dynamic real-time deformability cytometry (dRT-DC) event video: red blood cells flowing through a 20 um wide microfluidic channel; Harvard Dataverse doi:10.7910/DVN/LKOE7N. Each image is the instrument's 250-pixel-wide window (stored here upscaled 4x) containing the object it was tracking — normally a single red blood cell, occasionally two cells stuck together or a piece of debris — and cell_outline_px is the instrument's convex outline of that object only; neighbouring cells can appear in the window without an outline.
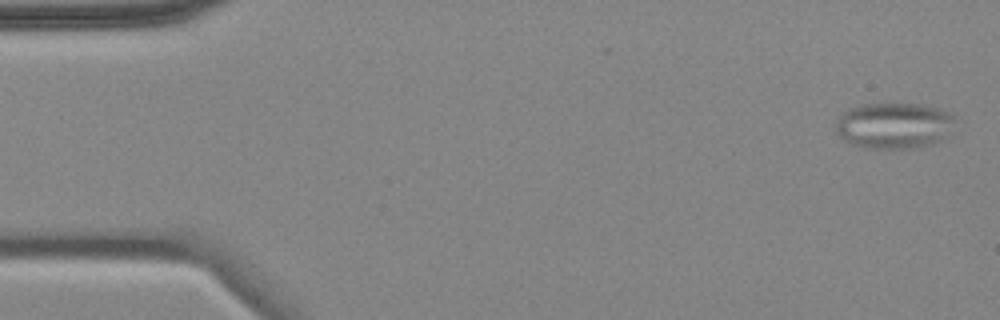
{"species": "common noctule bat (a hibernating species)", "species_latin": "Nyctalus noctula", "temperature_condition": "cold", "stored_images_in_passage": 4, "camera_frame_rate_fps": 3000, "um_per_image_px": 0.085, "animal": {"sex": "female", "body_mass_g": 18.4}, "frame": {"image": 1, "passage_image": 1, "time_ms": 0.0, "image_size_px": [1000, 320], "cell_outline_px": [[956, 120], [948, 136], [932, 144], [920, 148], [864, 148], [852, 144], [840, 136], [836, 132], [836, 120], [848, 108], [860, 104], [924, 104], [952, 112], [956, 116]], "centroid_in_image_um": [76.04, 10.67], "position_along_channel_um": 9.0, "area_um2": 32.48}}